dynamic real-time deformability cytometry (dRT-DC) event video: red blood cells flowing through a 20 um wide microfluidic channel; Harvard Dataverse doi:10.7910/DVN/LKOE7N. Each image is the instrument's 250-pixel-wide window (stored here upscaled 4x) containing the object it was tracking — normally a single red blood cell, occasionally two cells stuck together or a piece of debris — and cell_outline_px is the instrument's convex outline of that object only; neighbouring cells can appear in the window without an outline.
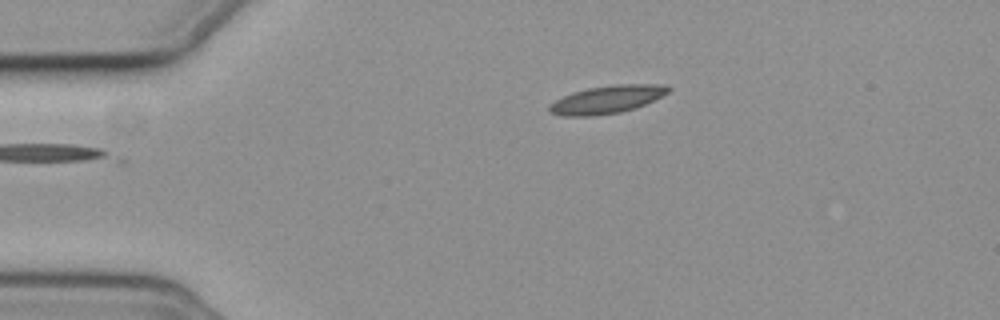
{"species": "common noctule bat (a hibernating species)", "species_latin": "Nyctalus noctula", "temperature_condition": "cold", "stored_images_in_passage": 40, "camera_frame_rate_fps": 3000, "um_per_image_px": 0.085, "animal": {"sex": "female", "body_mass_g": 19.3, "forearm_length_mm": 54.1}, "frame": {"image": 1, "passage_image": 1, "time_ms": 0.0, "image_size_px": [1000, 320], "cell_outline_px": [[672, 88], [668, 92], [636, 108], [620, 112], [592, 116], [560, 116], [548, 112], [548, 104], [572, 92], [588, 88], [616, 84], [668, 84]], "centroid_in_image_um": [51.56, 8.46], "position_along_channel_um": 33.4, "area_um2": 19.36}}
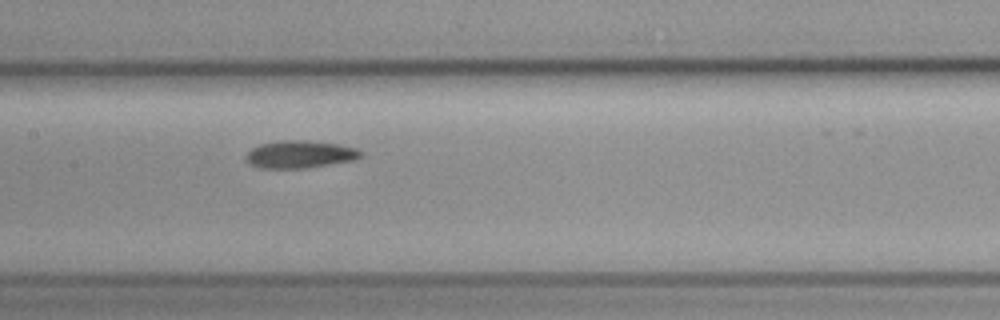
{"frame": {"image": 2, "passage_image": 17, "time_ms": 5.333, "image_size_px": [1000, 320], "cell_outline_px": [[364, 156], [356, 160], [308, 168], [260, 168], [248, 164], [244, 160], [248, 152], [252, 148], [260, 144], [280, 140], [304, 140], [336, 144], [356, 148], [364, 152]], "centroid_in_image_um": [25.51, 13.13], "position_along_channel_um": 181.9, "area_um2": 18.67}}
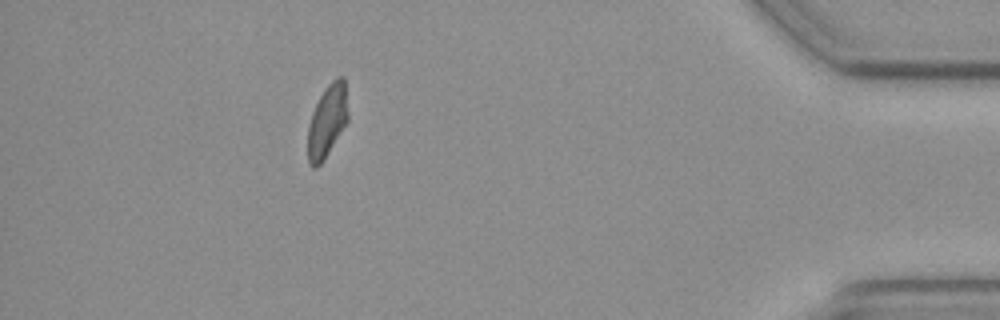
{"frame": {"image": 3, "passage_image": 40, "time_ms": 13.0, "image_size_px": [1000, 320], "cell_outline_px": [[348, 120], [320, 164], [316, 168], [312, 168], [308, 164], [308, 124], [312, 112], [320, 96], [328, 84], [336, 76], [344, 76], [348, 112]], "centroid_in_image_um": [27.8, 10.26], "position_along_channel_um": 407.4, "area_um2": 16.82}, "authors_computed_cell_mechanics": {"area_um2": 18.0625, "velocity_mm_per_s": 3.6814, "shape_relaxation_time_tau1_ms": 5.9358, "shape_relaxation_time_tau2_ms": 3.657, "deformation_change_tau1": 0.1115, "deformation_change_tau2": 0.0946}}